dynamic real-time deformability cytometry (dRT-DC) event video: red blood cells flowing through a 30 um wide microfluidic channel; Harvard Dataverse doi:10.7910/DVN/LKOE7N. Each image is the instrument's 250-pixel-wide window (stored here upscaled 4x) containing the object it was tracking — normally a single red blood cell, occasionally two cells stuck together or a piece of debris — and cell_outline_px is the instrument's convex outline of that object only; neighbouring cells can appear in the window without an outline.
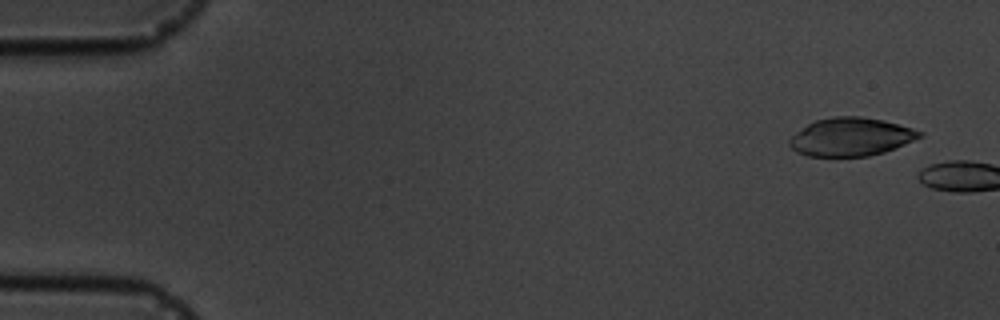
{"species": "common noctule bat (a hibernating species)", "species_latin": "Nyctalus noctula", "temperature_condition": "cold", "stored_images_in_passage": 2, "camera_frame_rate_fps": 3000, "um_per_image_px": 0.085, "animal": {"sex": "male", "body_mass_g": 19.5, "forearm_length_mm": 54.6}, "frame": {"image": 1, "passage_image": 1, "time_ms": 0.0, "image_size_px": [1000, 320], "cell_outline_px": [[924, 136], [896, 148], [884, 152], [868, 156], [808, 156], [796, 152], [788, 144], [788, 140], [796, 132], [808, 124], [816, 120], [832, 116], [860, 116], [884, 120], [912, 128], [924, 132]], "centroid_in_image_um": [72.35, 11.63], "position_along_channel_um": 12.7, "area_um2": 29.13}}